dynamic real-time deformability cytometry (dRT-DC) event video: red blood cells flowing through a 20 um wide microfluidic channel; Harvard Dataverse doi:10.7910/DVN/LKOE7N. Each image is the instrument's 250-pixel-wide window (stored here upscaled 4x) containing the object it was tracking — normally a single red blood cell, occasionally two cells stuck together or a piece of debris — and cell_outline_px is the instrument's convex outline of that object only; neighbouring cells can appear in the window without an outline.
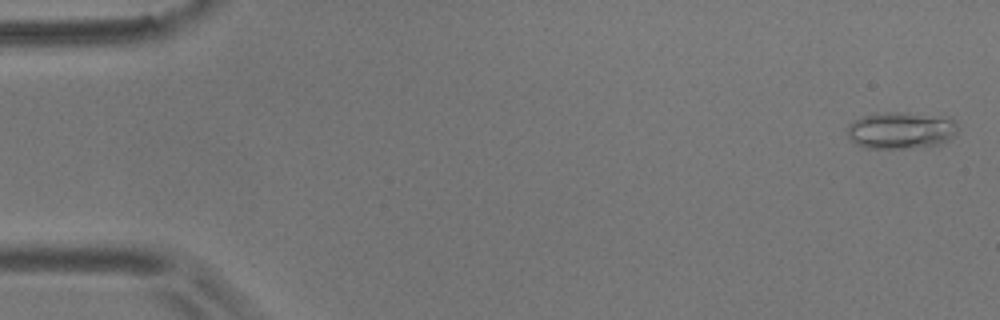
{"species": "common noctule bat (a hibernating species)", "species_latin": "Nyctalus noctula", "temperature_condition": "room temperature", "stored_images_in_passage": 56, "camera_frame_rate_fps": 3000, "um_per_image_px": 0.085, "animal": {"sex": "male", "body_mass_g": 17.9}, "frame": {"image": 1, "passage_image": 2, "time_ms": 0.333, "image_size_px": [1000, 320], "cell_outline_px": [[956, 132], [948, 140], [940, 144], [912, 148], [868, 148], [856, 144], [848, 136], [848, 124], [864, 116], [884, 112], [896, 112], [948, 116], [956, 120]], "centroid_in_image_um": [76.61, 11.07], "position_along_channel_um": 8.4, "area_um2": 23.7}}
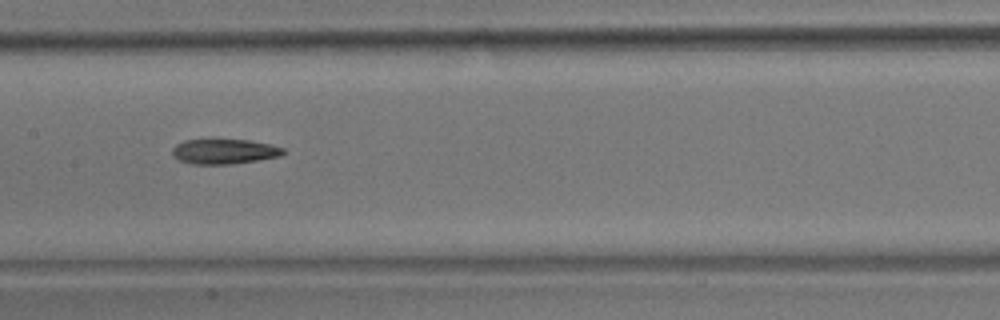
{"frame": {"image": 2, "passage_image": 28, "time_ms": 9.0, "image_size_px": [1000, 320], "cell_outline_px": [[284, 152], [280, 156], [232, 164], [188, 164], [180, 160], [172, 152], [172, 148], [176, 144], [184, 140], [248, 140], [272, 144], [284, 148]], "centroid_in_image_um": [19.06, 12.87], "position_along_channel_um": 188.3, "area_um2": 16.01}}
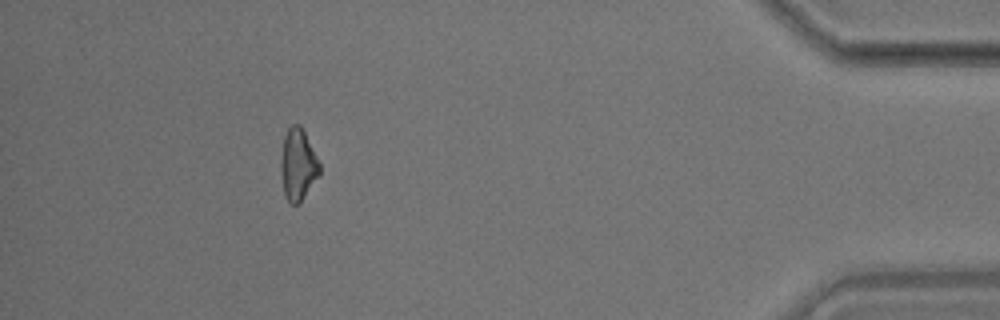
{"frame": {"image": 3, "passage_image": 51, "time_ms": 16.667, "image_size_px": [1000, 320], "cell_outline_px": [[320, 176], [300, 204], [292, 204], [284, 196], [280, 172], [280, 164], [284, 136], [288, 128], [292, 124], [300, 124], [320, 164]], "centroid_in_image_um": [25.32, 14.04], "position_along_channel_um": 409.9, "area_um2": 16.36}}